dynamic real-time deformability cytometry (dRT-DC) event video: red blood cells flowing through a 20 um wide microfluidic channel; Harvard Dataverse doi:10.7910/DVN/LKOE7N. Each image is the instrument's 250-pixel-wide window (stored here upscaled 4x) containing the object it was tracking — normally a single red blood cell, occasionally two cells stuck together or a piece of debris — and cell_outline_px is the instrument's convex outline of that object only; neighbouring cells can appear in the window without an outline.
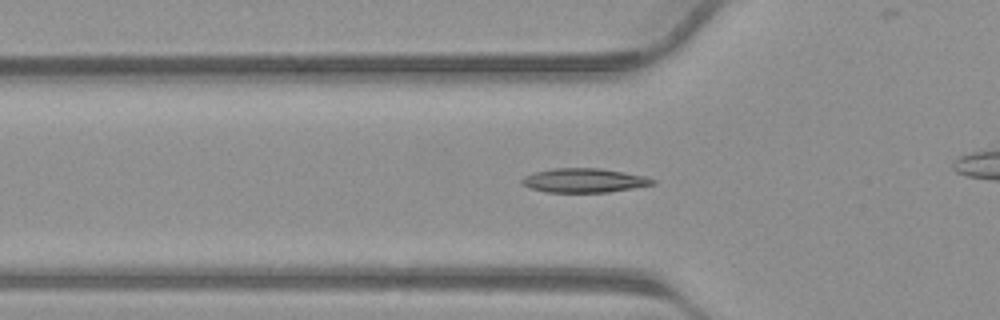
{"species": "common noctule bat (a hibernating species)", "species_latin": "Nyctalus noctula", "temperature_condition": "warm", "stored_images_in_passage": 42, "camera_frame_rate_fps": 3000, "um_per_image_px": 0.085, "animal": {"sex": "male", "body_mass_g": 23.1, "forearm_length_mm": 52.7}, "frame": {"image": 1, "passage_image": 14, "time_ms": 4.333, "image_size_px": [1000, 320], "cell_outline_px": [[656, 184], [608, 192], [544, 192], [532, 188], [524, 184], [520, 180], [524, 176], [536, 172], [552, 168], [600, 168], [648, 176], [656, 180]], "centroid_in_image_um": [49.7, 15.33], "position_along_channel_um": 76.1, "area_um2": 18.38}}
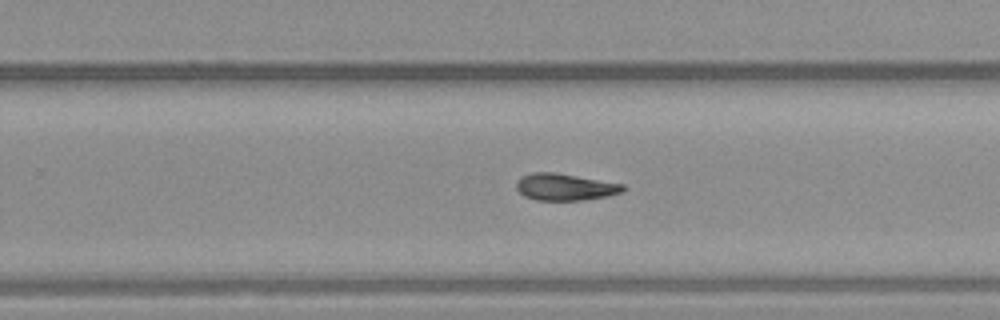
{"frame": {"image": 2, "passage_image": 26, "time_ms": 8.333, "image_size_px": [1000, 320], "cell_outline_px": [[624, 192], [608, 196], [584, 200], [536, 200], [524, 196], [516, 188], [516, 184], [524, 176], [532, 172], [552, 172], [624, 184]], "centroid_in_image_um": [48.05, 15.91], "position_along_channel_um": 281.7, "area_um2": 16.47}}
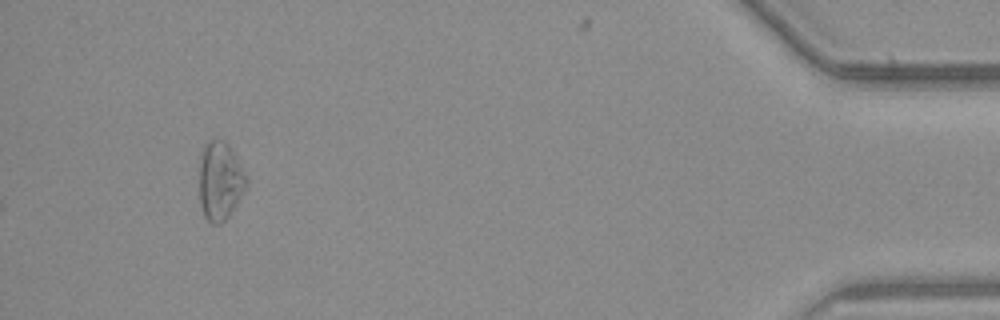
{"frame": {"image": 3, "passage_image": 42, "time_ms": 13.667, "image_size_px": [1000, 320], "cell_outline_px": [[248, 184], [228, 216], [220, 224], [212, 224], [204, 216], [200, 204], [200, 160], [204, 144], [208, 140], [224, 140], [228, 144], [248, 176]], "centroid_in_image_um": [18.71, 15.36], "position_along_channel_um": 416.5, "area_um2": 21.44}}